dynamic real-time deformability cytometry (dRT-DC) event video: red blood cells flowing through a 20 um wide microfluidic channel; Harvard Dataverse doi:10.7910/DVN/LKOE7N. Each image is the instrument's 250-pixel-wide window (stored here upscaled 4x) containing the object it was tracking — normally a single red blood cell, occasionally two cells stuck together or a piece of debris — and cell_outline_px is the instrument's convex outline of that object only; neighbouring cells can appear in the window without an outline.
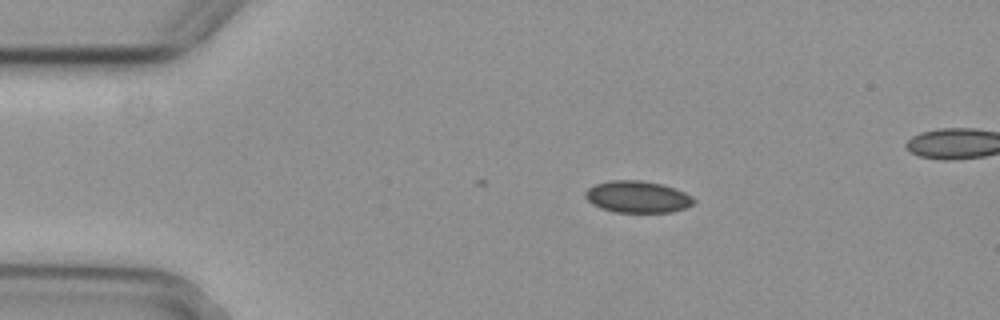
{"species": "common noctule bat (a hibernating species)", "species_latin": "Nyctalus noctula", "temperature_condition": "cold", "stored_images_in_passage": 6, "camera_frame_rate_fps": 3000, "um_per_image_px": 0.085, "animal": {"sex": "female", "body_mass_g": 29.2, "forearm_length_mm": 56.3}, "frame": {"image": 1, "passage_image": 2, "time_ms": 0.333, "image_size_px": [1000, 320], "cell_outline_px": [[696, 204], [672, 212], [616, 212], [600, 208], [592, 204], [584, 196], [584, 192], [588, 188], [596, 184], [612, 180], [640, 180], [660, 184], [684, 192], [692, 196], [696, 200]], "centroid_in_image_um": [54.19, 16.74], "position_along_channel_um": 30.8, "area_um2": 20.06}}
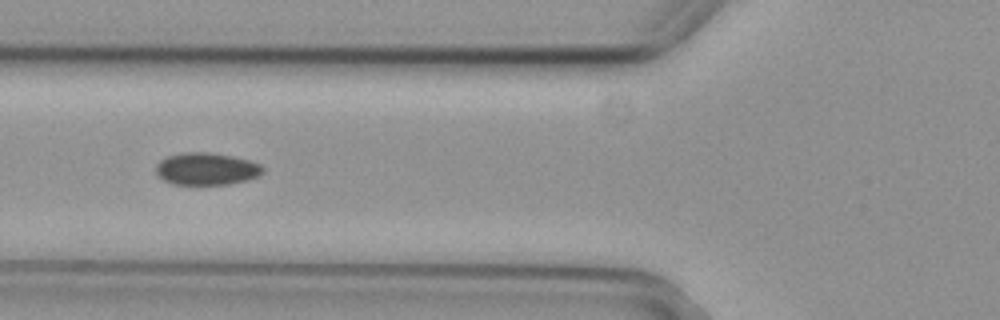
{"frame": {"image": 2, "passage_image": 5, "time_ms": 1.333, "image_size_px": [1000, 320], "cell_outline_px": [[264, 172], [260, 176], [248, 180], [228, 184], [172, 184], [156, 176], [156, 164], [160, 160], [168, 156], [184, 152], [208, 152], [232, 156], [248, 160], [260, 164], [264, 168]], "centroid_in_image_um": [17.55, 14.36], "position_along_channel_um": 108.2, "area_um2": 20.23}}
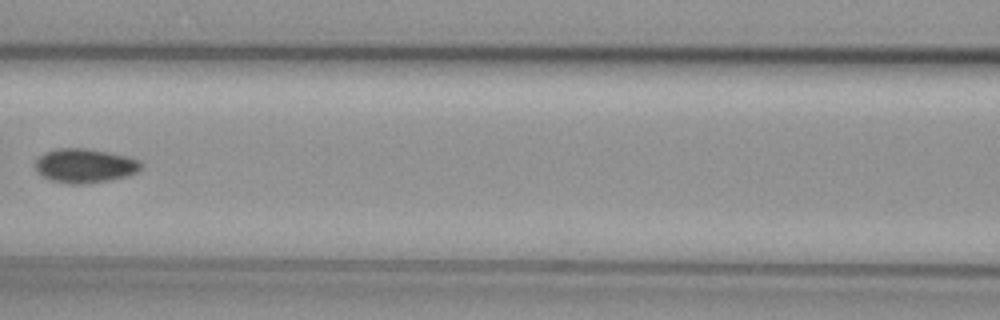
{"frame": {"image": 3, "passage_image": 6, "time_ms": 1.667, "image_size_px": [1000, 320], "cell_outline_px": [[140, 168], [136, 172], [128, 176], [112, 180], [88, 184], [68, 184], [48, 180], [36, 168], [36, 160], [44, 152], [56, 148], [88, 148], [128, 156], [140, 160]], "centroid_in_image_um": [7.22, 14.09], "position_along_channel_um": 159.4, "area_um2": 21.21}}